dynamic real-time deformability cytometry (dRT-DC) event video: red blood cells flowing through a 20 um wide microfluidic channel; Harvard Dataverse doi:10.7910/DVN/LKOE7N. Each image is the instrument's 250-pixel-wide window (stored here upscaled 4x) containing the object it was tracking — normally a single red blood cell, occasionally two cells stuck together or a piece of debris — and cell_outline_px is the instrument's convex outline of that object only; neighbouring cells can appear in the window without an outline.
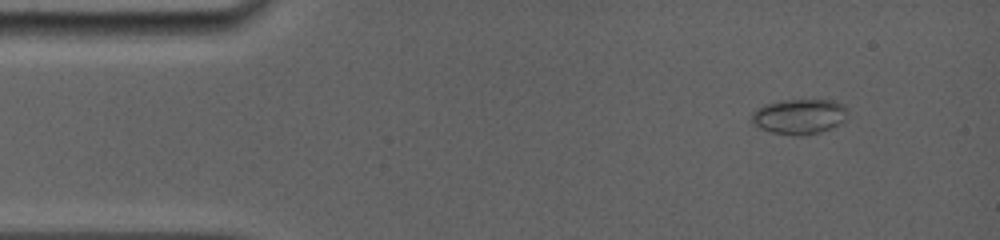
{"species": "common noctule bat (a hibernating species)", "species_latin": "Nyctalus noctula", "temperature_condition": "room temperature", "stored_images_in_passage": 12, "camera_frame_rate_fps": 5000, "um_per_image_px": 0.085, "animal": {"sex": "female", "body_mass_g": 19.0, "forearm_length_mm": 56.7}, "frame": {"image": 1, "passage_image": 2, "time_ms": 1.2, "image_size_px": [1000, 240], "cell_outline_px": [[848, 112], [844, 120], [840, 124], [820, 132], [804, 136], [796, 136], [772, 132], [760, 128], [752, 120], [752, 112], [756, 108], [764, 104], [780, 100], [836, 100], [844, 104], [848, 108]], "centroid_in_image_um": [67.97, 9.89], "position_along_channel_um": 17.0, "area_um2": 19.88}}
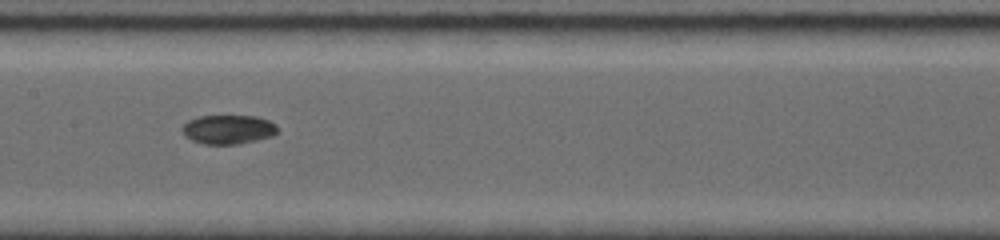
{"frame": {"image": 2, "passage_image": 9, "time_ms": 7.6, "image_size_px": [1000, 240], "cell_outline_px": [[276, 132], [272, 136], [256, 140], [236, 144], [204, 144], [192, 140], [184, 136], [180, 128], [188, 120], [200, 116], [256, 116], [268, 120], [276, 124]], "centroid_in_image_um": [19.36, 11.0], "position_along_channel_um": 188.0, "area_um2": 16.13}}
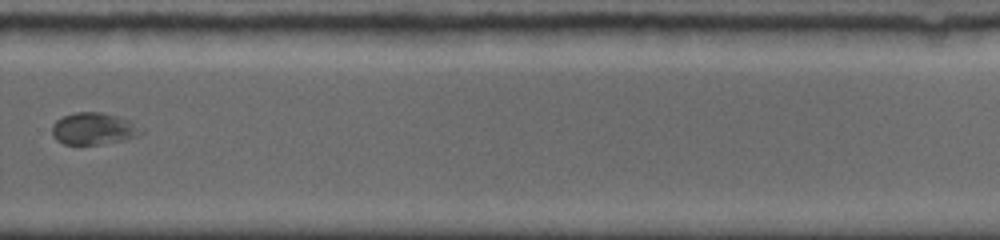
{"frame": {"image": 3, "passage_image": 12, "time_ms": 11.0, "image_size_px": [1000, 240], "cell_outline_px": [[144, 132], [140, 136], [124, 140], [96, 144], [64, 144], [56, 140], [52, 136], [52, 124], [56, 120], [64, 116], [76, 112], [100, 112], [120, 116], [132, 120], [144, 128]], "centroid_in_image_um": [8.02, 10.93], "position_along_channel_um": 321.8, "area_um2": 16.94}}